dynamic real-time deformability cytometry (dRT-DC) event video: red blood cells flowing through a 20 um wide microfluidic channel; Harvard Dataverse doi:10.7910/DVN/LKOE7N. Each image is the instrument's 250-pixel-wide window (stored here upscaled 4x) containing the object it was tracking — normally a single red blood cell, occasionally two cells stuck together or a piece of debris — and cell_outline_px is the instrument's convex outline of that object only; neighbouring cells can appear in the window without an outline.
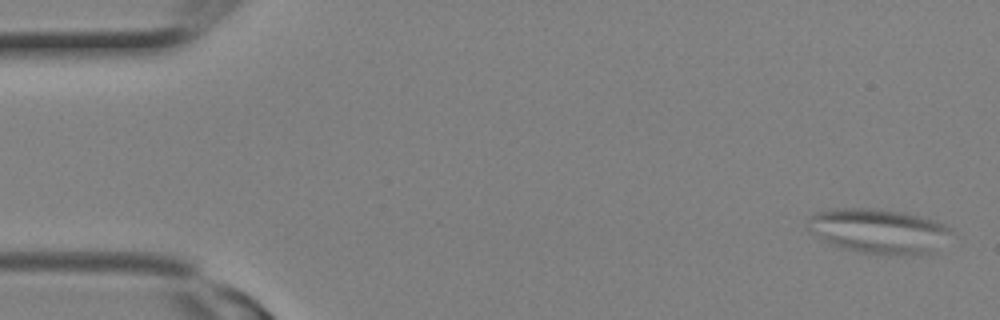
{"species": "Egyptian fruit bat (a non-hibernating species)", "species_latin": "Rousettus aegyptiacus", "temperature_condition": "room temperature", "stored_images_in_passage": 11, "camera_frame_rate_fps": 3000, "um_per_image_px": 0.085, "animal": {"sex": "female"}, "frame": {"image": 1, "passage_image": 1, "time_ms": 0.0, "image_size_px": [1000, 320], "cell_outline_px": [[952, 232], [932, 252], [864, 252], [844, 248], [832, 244], [808, 232], [808, 220], [816, 212], [828, 208], [876, 208], [904, 212], [936, 220], [948, 224], [952, 228]], "centroid_in_image_um": [74.64, 19.56], "position_along_channel_um": 10.4, "area_um2": 36.47}}
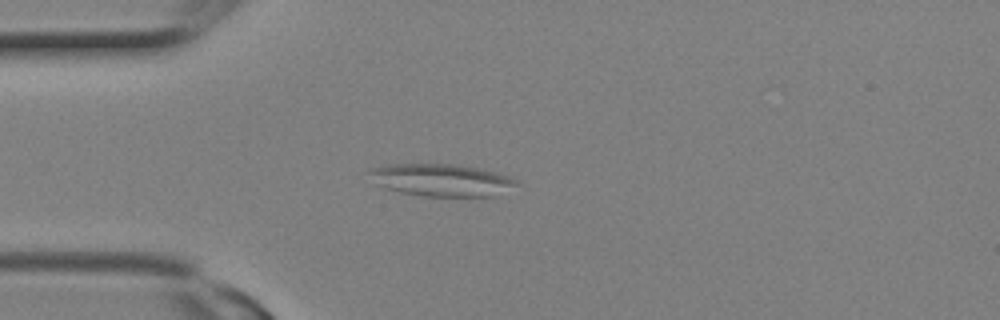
{"frame": {"image": 2, "passage_image": 7, "time_ms": 2.0, "image_size_px": [1000, 320], "cell_outline_px": [[520, 184], [496, 196], [420, 196], [400, 192], [384, 188], [376, 184], [364, 172], [372, 168], [388, 164], [456, 164], [496, 172], [508, 176], [516, 180]], "centroid_in_image_um": [37.47, 15.3], "position_along_channel_um": 47.5, "area_um2": 27.98}}
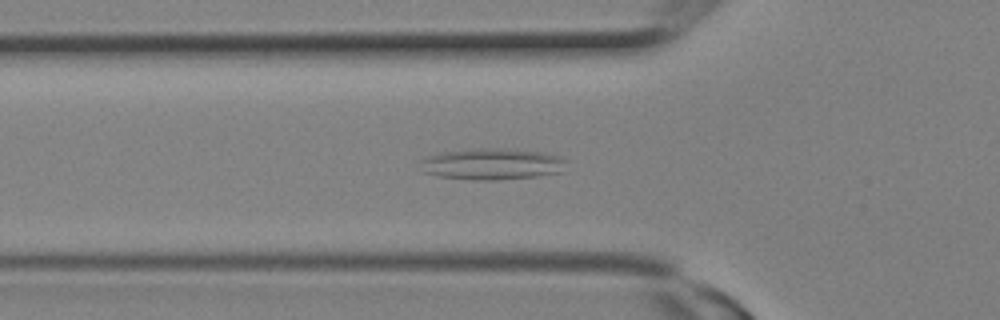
{"frame": {"image": 3, "passage_image": 9, "time_ms": 2.667, "image_size_px": [1000, 320], "cell_outline_px": [[568, 160], [560, 172], [540, 176], [496, 180], [472, 180], [440, 176], [424, 172], [420, 160], [424, 156], [440, 152], [472, 148], [516, 148], [544, 152], [560, 156]], "centroid_in_image_um": [41.84, 13.92], "position_along_channel_um": 84.0, "area_um2": 27.22}}